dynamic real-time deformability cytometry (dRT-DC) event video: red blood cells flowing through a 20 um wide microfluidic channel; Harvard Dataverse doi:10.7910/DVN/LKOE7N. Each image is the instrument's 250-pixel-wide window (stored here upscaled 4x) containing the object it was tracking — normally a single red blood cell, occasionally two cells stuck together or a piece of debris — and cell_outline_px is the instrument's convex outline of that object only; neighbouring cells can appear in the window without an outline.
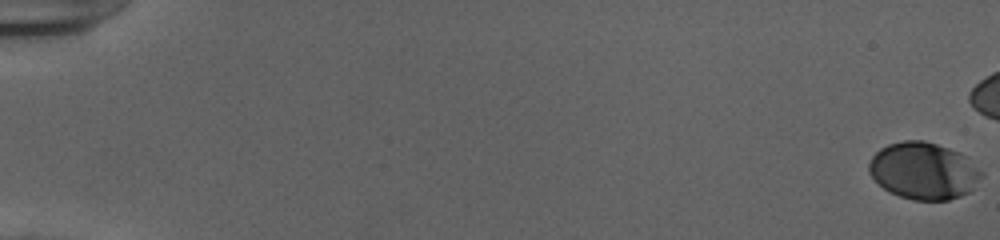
{"species": "human", "species_latin": "Homo sapiens", "temperature_condition": "cold", "stored_images_in_passage": 48, "camera_frame_rate_fps": 3000, "um_per_image_px": 0.085, "donor": {"sex": "female"}, "frame": {"image": 1, "passage_image": 1, "time_ms": 0.0, "image_size_px": [1000, 240], "cell_outline_px": [[984, 172], [972, 188], [968, 192], [960, 196], [948, 200], [912, 200], [900, 196], [884, 188], [868, 172], [868, 164], [872, 156], [880, 148], [888, 144], [904, 140], [924, 140], [960, 152]], "centroid_in_image_um": [78.49, 14.51], "position_along_channel_um": 6.5, "area_um2": 37.11}}
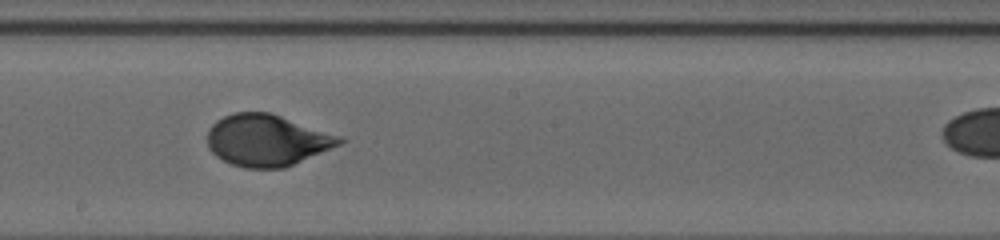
{"frame": {"image": 2, "passage_image": 33, "time_ms": 10.667, "image_size_px": [1000, 240], "cell_outline_px": [[348, 140], [340, 144], [284, 168], [244, 168], [232, 164], [216, 156], [208, 148], [208, 128], [216, 120], [232, 112], [268, 112], [340, 136]], "centroid_in_image_um": [22.65, 11.92], "position_along_channel_um": 225.6, "area_um2": 39.36}}
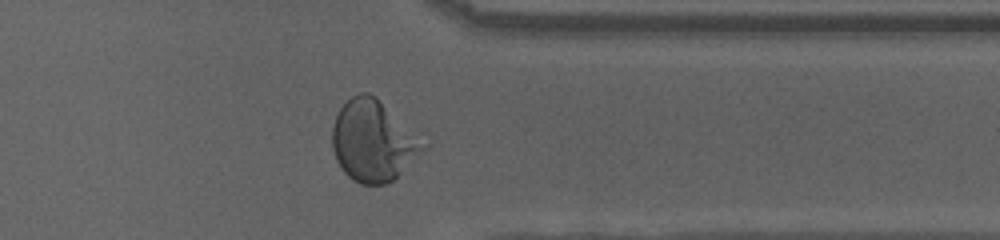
{"frame": {"image": 3, "passage_image": 45, "time_ms": 14.667, "image_size_px": [1000, 240], "cell_outline_px": [[428, 144], [392, 180], [384, 184], [360, 184], [352, 180], [344, 172], [336, 160], [332, 148], [332, 128], [336, 116], [340, 108], [352, 96], [360, 92], [368, 92], [376, 96]], "centroid_in_image_um": [31.68, 11.96], "position_along_channel_um": 379.7, "area_um2": 42.43}}